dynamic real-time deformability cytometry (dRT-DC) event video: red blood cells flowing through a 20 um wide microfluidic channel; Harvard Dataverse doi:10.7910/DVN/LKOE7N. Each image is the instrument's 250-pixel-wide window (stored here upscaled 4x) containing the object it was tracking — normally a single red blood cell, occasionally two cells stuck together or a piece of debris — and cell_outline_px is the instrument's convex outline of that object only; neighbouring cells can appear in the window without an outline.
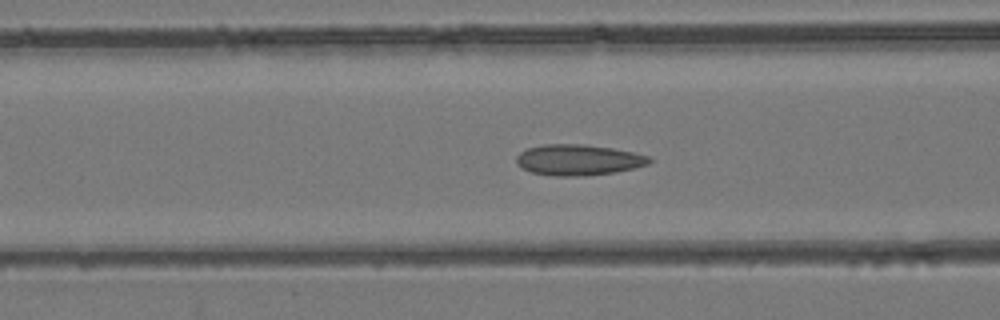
{"species": "common noctule bat (a hibernating species)", "species_latin": "Nyctalus noctula", "temperature_condition": "room temperature", "stored_images_in_passage": 36, "camera_frame_rate_fps": 3000, "um_per_image_px": 0.085, "animal": {"sex": "female", "body_mass_g": 24.6, "forearm_length_mm": 56.2}, "frame": {"image": 1, "passage_image": 11, "time_ms": 3.333, "image_size_px": [1000, 320], "cell_outline_px": [[652, 160], [648, 164], [636, 168], [616, 172], [584, 176], [552, 176], [532, 172], [520, 168], [516, 164], [516, 156], [520, 152], [528, 148], [544, 144], [584, 144], [612, 148], [632, 152], [648, 156]], "centroid_in_image_um": [49.13, 13.6], "position_along_channel_um": 117.5, "area_um2": 24.04}}
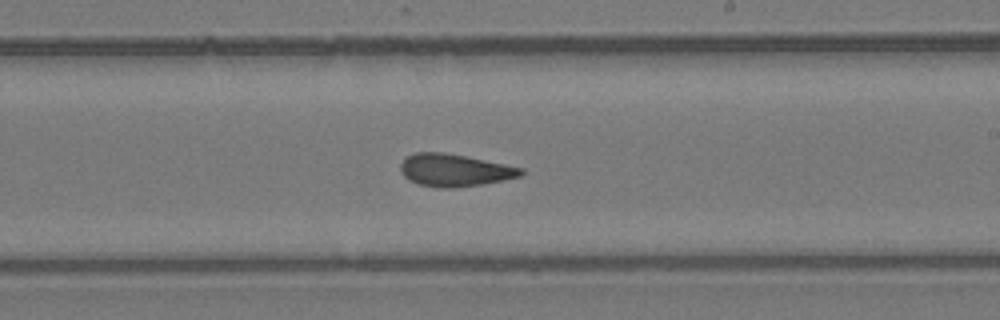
{"frame": {"image": 2, "passage_image": 20, "time_ms": 6.333, "image_size_px": [1000, 320], "cell_outline_px": [[524, 172], [520, 176], [504, 180], [484, 184], [452, 188], [444, 188], [420, 184], [408, 180], [400, 172], [400, 164], [408, 156], [416, 152], [444, 152], [524, 168]], "centroid_in_image_um": [38.63, 14.47], "position_along_channel_um": 250.4, "area_um2": 22.6}}
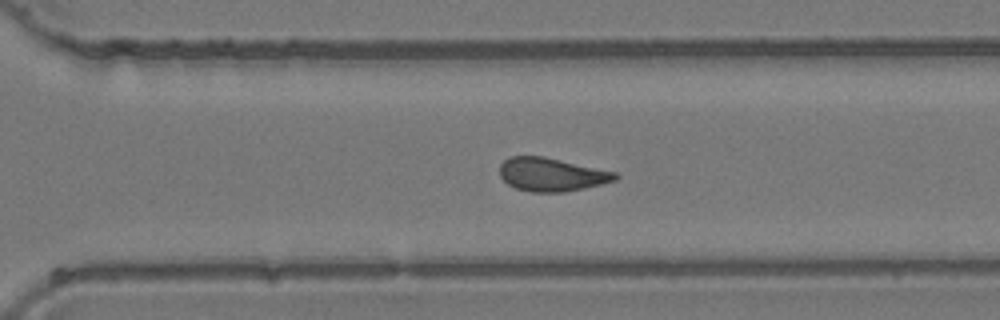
{"frame": {"image": 3, "passage_image": 25, "time_ms": 8.0, "image_size_px": [1000, 320], "cell_outline_px": [[620, 176], [616, 180], [584, 188], [564, 192], [532, 192], [516, 188], [508, 184], [500, 176], [500, 164], [508, 156], [544, 156], [616, 172]], "centroid_in_image_um": [46.87, 14.82], "position_along_channel_um": 323.7, "area_um2": 22.48}}